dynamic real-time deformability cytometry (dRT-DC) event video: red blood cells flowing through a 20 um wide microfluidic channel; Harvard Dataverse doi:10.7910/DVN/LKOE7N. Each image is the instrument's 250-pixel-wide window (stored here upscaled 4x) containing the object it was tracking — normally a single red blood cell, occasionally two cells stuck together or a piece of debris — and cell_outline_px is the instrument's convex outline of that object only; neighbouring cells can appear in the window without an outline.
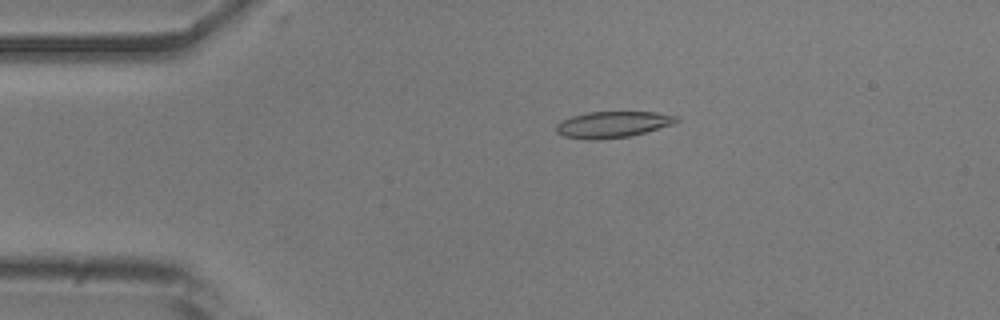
{"species": "common noctule bat (a hibernating species)", "species_latin": "Nyctalus noctula", "temperature_condition": "room temperature", "stored_images_in_passage": 52, "camera_frame_rate_fps": 3000, "um_per_image_px": 0.085, "animal": {"sex": "male", "body_mass_g": 20.5, "forearm_length_mm": 52.5}, "frame": {"image": 1, "passage_image": 10, "time_ms": 3.0, "image_size_px": [1000, 320], "cell_outline_px": [[680, 120], [672, 124], [644, 132], [628, 136], [596, 140], [564, 136], [556, 132], [556, 124], [572, 116], [588, 112], [656, 112], [680, 116]], "centroid_in_image_um": [52.1, 10.57], "position_along_channel_um": 32.9, "area_um2": 18.15}}
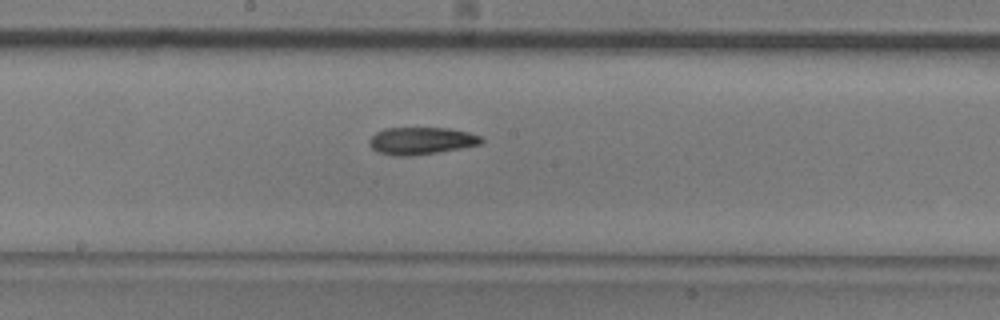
{"frame": {"image": 2, "passage_image": 27, "time_ms": 8.667, "image_size_px": [1000, 320], "cell_outline_px": [[484, 140], [480, 144], [440, 152], [408, 156], [392, 156], [380, 152], [372, 148], [368, 144], [368, 140], [376, 132], [384, 128], [448, 128], [468, 132], [480, 136]], "centroid_in_image_um": [35.78, 11.97], "position_along_channel_um": 212.4, "area_um2": 17.8}}
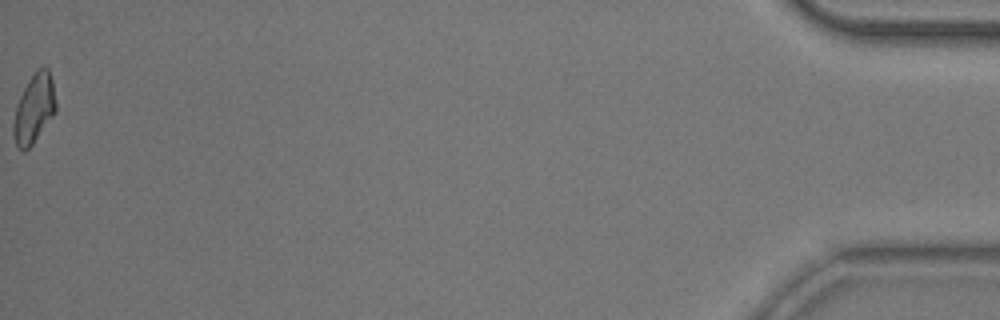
{"frame": {"image": 3, "passage_image": 52, "time_ms": 17.0, "image_size_px": [1000, 320], "cell_outline_px": [[56, 112], [32, 144], [24, 152], [16, 148], [12, 136], [12, 124], [16, 104], [28, 80], [44, 64], [48, 68], [52, 80], [56, 100]], "centroid_in_image_um": [2.87, 9.27], "position_along_channel_um": 432.3, "area_um2": 17.28}, "authors_computed_cell_mechanics": {"area_um2": 17.7735, "velocity_mm_per_s": 3.8664, "shape_relaxation_time_tau1_ms": 4.833, "shape_relaxation_time_tau2_ms": 4.3335, "deformation_change_tau1": 0.1283, "deformation_change_tau2": 0.1266}}